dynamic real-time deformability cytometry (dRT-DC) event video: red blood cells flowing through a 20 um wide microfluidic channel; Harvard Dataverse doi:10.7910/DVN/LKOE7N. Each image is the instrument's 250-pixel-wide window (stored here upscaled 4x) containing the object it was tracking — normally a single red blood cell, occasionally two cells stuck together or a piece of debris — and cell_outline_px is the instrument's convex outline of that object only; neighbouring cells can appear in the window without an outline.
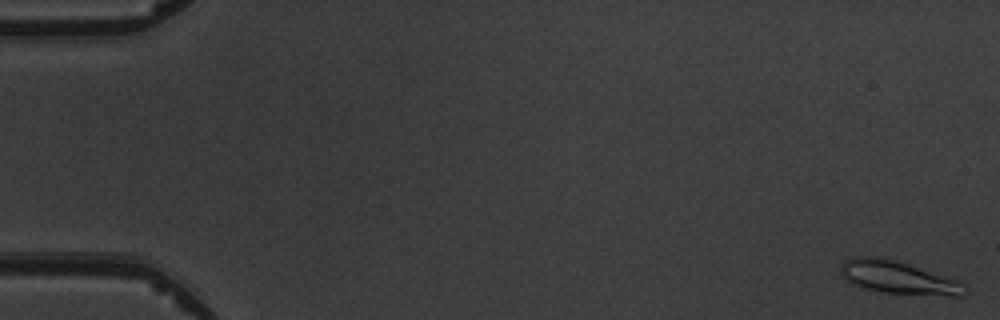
{"species": "common noctule bat (a hibernating species)", "species_latin": "Nyctalus noctula", "temperature_condition": "warm", "stored_images_in_passage": 10, "camera_frame_rate_fps": 3000, "um_per_image_px": 0.085, "animal": {"sex": "male", "body_mass_g": 19.5, "forearm_length_mm": 54.6}, "frame": {"image": 1, "passage_image": 1, "time_ms": 0.0, "image_size_px": [1000, 320], "cell_outline_px": [[968, 292], [964, 296], [956, 296], [884, 292], [864, 288], [852, 284], [844, 280], [840, 276], [840, 264], [844, 260], [856, 256], [880, 256], [908, 264], [960, 280], [964, 284]], "centroid_in_image_um": [76.32, 23.58], "position_along_channel_um": 8.7, "area_um2": 23.99}}
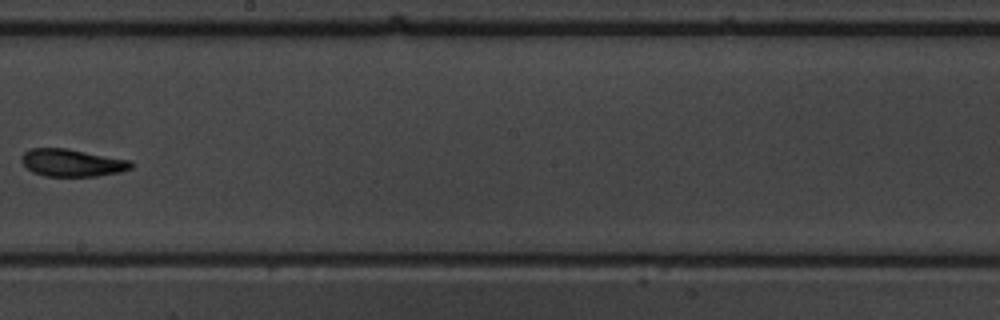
{"frame": {"image": 2, "passage_image": 9, "time_ms": 10.0, "image_size_px": [1000, 320], "cell_outline_px": [[132, 168], [120, 172], [96, 176], [44, 176], [32, 172], [20, 160], [20, 156], [24, 152], [32, 148], [68, 148], [132, 160]], "centroid_in_image_um": [6.13, 13.83], "position_along_channel_um": 242.1, "area_um2": 17.69}}
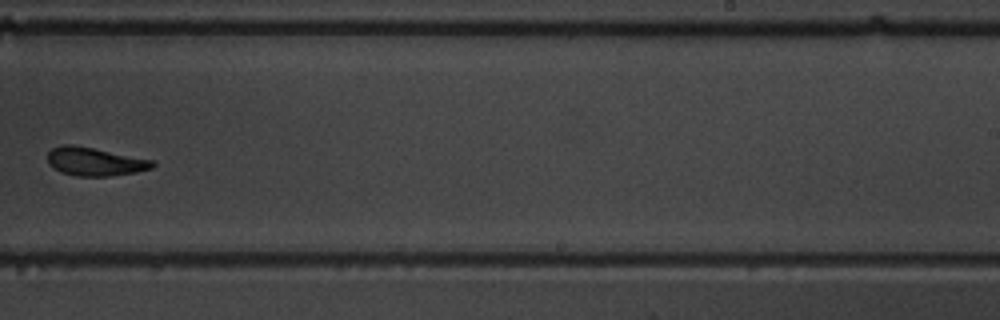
{"frame": {"image": 3, "passage_image": 10, "time_ms": 11.0, "image_size_px": [1000, 320], "cell_outline_px": [[156, 164], [152, 168], [136, 172], [112, 176], [76, 176], [60, 172], [52, 168], [48, 164], [48, 152], [52, 148], [60, 144], [72, 144], [152, 160]], "centroid_in_image_um": [8.01, 13.74], "position_along_channel_um": 281.0, "area_um2": 17.34}}